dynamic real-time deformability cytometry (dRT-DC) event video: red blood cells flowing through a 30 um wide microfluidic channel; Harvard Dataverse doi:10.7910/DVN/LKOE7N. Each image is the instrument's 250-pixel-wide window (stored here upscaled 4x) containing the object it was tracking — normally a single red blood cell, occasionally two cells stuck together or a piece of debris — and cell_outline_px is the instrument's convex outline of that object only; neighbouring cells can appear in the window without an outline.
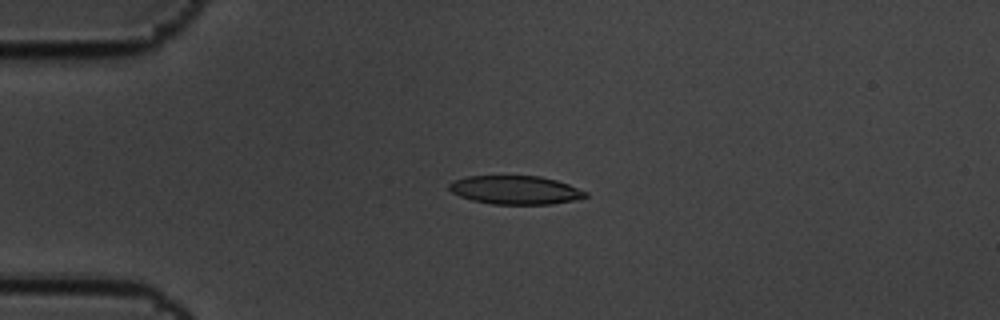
{"species": "common noctule bat (a hibernating species)", "species_latin": "Nyctalus noctula", "temperature_condition": "cold", "stored_images_in_passage": 4, "camera_frame_rate_fps": 3000, "um_per_image_px": 0.085, "animal": {"sex": "male", "body_mass_g": 19.5, "forearm_length_mm": 54.6}, "frame": {"image": 1, "passage_image": 2, "time_ms": 0.333, "image_size_px": [1000, 320], "cell_outline_px": [[588, 196], [576, 200], [552, 204], [492, 204], [472, 200], [460, 196], [452, 192], [448, 188], [448, 184], [456, 180], [468, 176], [540, 176], [556, 180], [568, 184], [588, 192]], "centroid_in_image_um": [43.83, 16.15], "position_along_channel_um": 41.2, "area_um2": 22.66}}
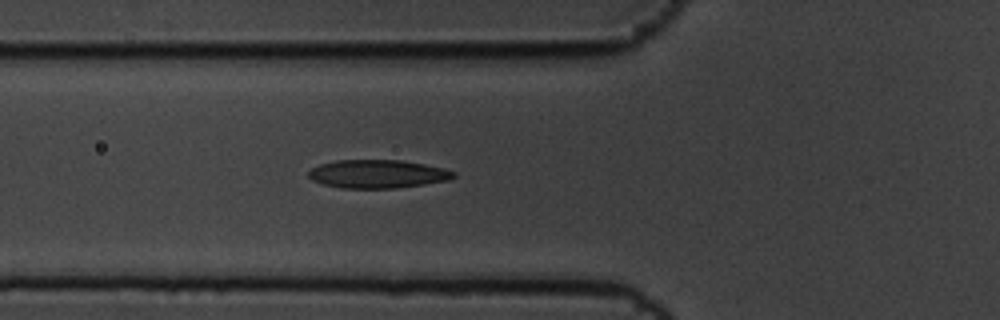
{"frame": {"image": 2, "passage_image": 4, "time_ms": 1.0, "image_size_px": [1000, 320], "cell_outline_px": [[456, 176], [448, 180], [424, 184], [396, 188], [340, 188], [320, 184], [312, 180], [308, 176], [308, 172], [312, 168], [320, 164], [336, 160], [400, 160], [424, 164], [444, 168], [456, 172]], "centroid_in_image_um": [32.08, 14.79], "position_along_channel_um": 93.7, "area_um2": 24.04}}